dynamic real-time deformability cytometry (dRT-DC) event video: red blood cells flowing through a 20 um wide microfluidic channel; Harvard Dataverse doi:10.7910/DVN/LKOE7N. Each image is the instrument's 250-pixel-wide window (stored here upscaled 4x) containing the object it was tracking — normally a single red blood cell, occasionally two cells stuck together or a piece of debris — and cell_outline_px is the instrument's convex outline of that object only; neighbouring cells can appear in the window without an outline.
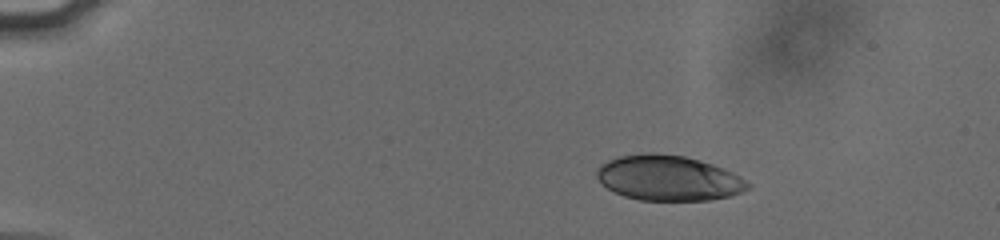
{"species": "human", "species_latin": "Homo sapiens", "temperature_condition": "cold", "stored_images_in_passage": 45, "camera_frame_rate_fps": 3000, "um_per_image_px": 0.085, "donor": {"sex": "male"}, "frame": {"image": 1, "passage_image": 1, "time_ms": 0.0, "image_size_px": [1000, 240], "cell_outline_px": [[752, 188], [728, 196], [708, 200], [640, 200], [624, 196], [608, 188], [596, 176], [596, 172], [600, 164], [608, 160], [620, 156], [648, 152], [656, 152], [684, 156], [700, 160], [724, 168], [740, 176], [752, 184]], "centroid_in_image_um": [56.84, 15.12], "position_along_channel_um": 28.2, "area_um2": 39.82}}
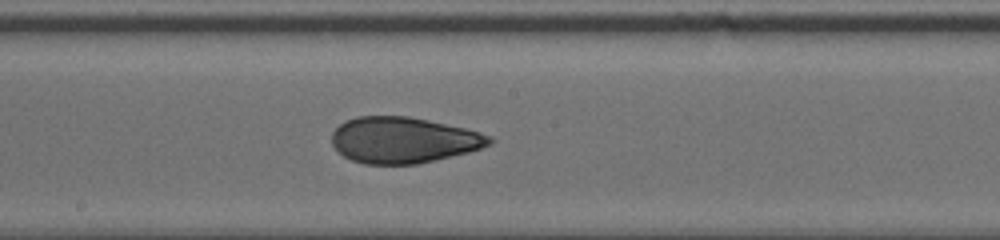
{"frame": {"image": 2, "passage_image": 23, "time_ms": 7.333, "image_size_px": [1000, 240], "cell_outline_px": [[492, 144], [468, 152], [416, 164], [364, 164], [352, 160], [344, 156], [332, 144], [332, 132], [344, 120], [356, 116], [408, 116], [428, 120], [464, 128], [480, 132], [492, 136]], "centroid_in_image_um": [34.27, 11.9], "position_along_channel_um": 213.9, "area_um2": 42.14}}
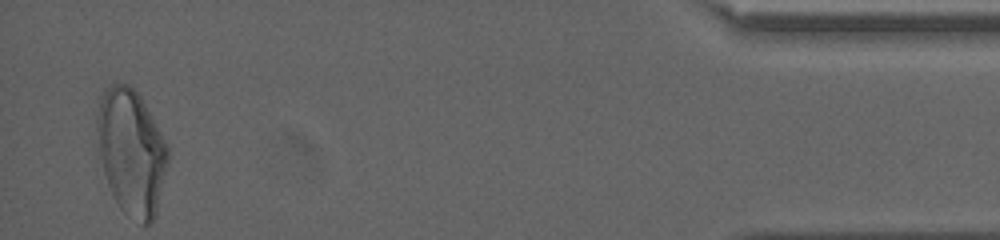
{"frame": {"image": 3, "passage_image": 45, "time_ms": 14.667, "image_size_px": [1000, 240], "cell_outline_px": [[168, 164], [156, 216], [152, 224], [140, 224], [124, 212], [120, 208], [112, 196], [96, 160], [96, 96], [104, 88], [112, 84], [128, 84], [140, 96], [164, 140], [168, 148]], "centroid_in_image_um": [11.08, 12.93], "position_along_channel_um": 424.1, "area_um2": 53.35}, "authors_computed_cell_mechanics": {"area_um2": 42.483, "velocity_mm_per_s": 3.8212, "shape_relaxation_time_tau1_ms": 9.401, "shape_relaxation_time_tau2_ms": 1.5844, "deformation_change_tau1": 0.2188, "deformation_change_tau2": 0.0777}}